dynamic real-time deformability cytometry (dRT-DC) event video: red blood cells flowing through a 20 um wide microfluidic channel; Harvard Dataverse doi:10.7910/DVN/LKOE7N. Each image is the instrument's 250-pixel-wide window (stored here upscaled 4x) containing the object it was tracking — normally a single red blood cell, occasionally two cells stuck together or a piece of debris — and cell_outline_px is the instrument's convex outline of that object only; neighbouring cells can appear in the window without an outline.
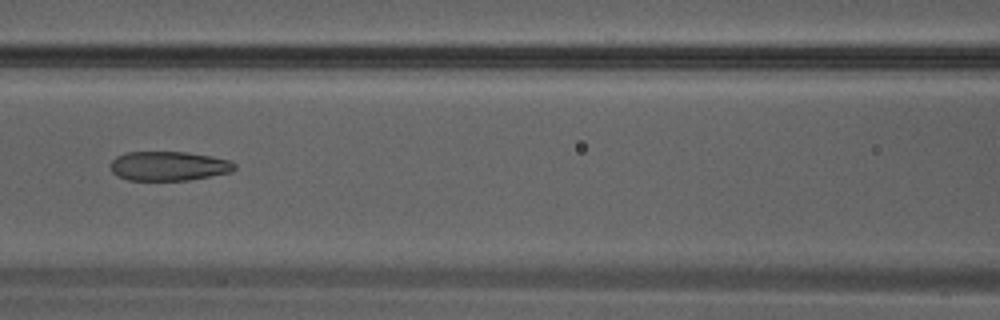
{"species": "Egyptian fruit bat (a non-hibernating species)", "species_latin": "Rousettus aegyptiacus", "temperature_condition": "warm", "stored_images_in_passage": 35, "camera_frame_rate_fps": 3000, "um_per_image_px": 0.085, "animal": {"sex": "male"}, "frame": {"image": 1, "passage_image": 16, "time_ms": 5.0, "image_size_px": [1000, 320], "cell_outline_px": [[236, 168], [232, 172], [188, 180], [128, 180], [116, 176], [112, 172], [112, 160], [116, 156], [128, 152], [184, 152], [212, 156], [228, 160], [236, 164]], "centroid_in_image_um": [14.35, 14.11], "position_along_channel_um": 152.3, "area_um2": 21.15}}
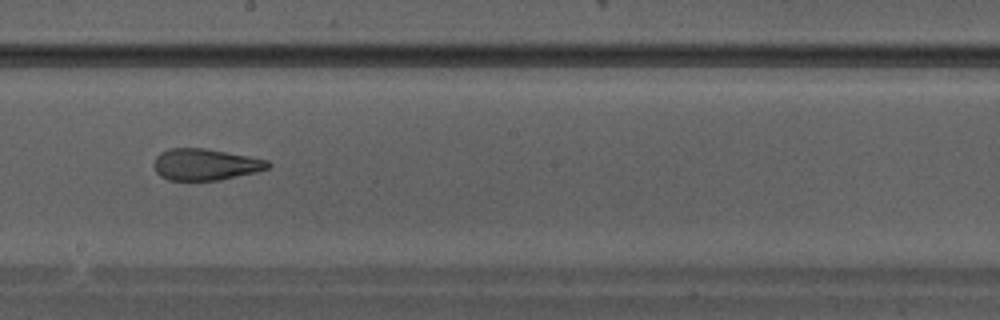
{"frame": {"image": 2, "passage_image": 20, "time_ms": 6.333, "image_size_px": [1000, 320], "cell_outline_px": [[272, 164], [268, 168], [256, 172], [220, 180], [168, 180], [160, 176], [156, 172], [152, 164], [156, 156], [160, 152], [172, 148], [204, 148], [248, 156], [268, 160]], "centroid_in_image_um": [17.43, 13.98], "position_along_channel_um": 230.8, "area_um2": 20.98}}